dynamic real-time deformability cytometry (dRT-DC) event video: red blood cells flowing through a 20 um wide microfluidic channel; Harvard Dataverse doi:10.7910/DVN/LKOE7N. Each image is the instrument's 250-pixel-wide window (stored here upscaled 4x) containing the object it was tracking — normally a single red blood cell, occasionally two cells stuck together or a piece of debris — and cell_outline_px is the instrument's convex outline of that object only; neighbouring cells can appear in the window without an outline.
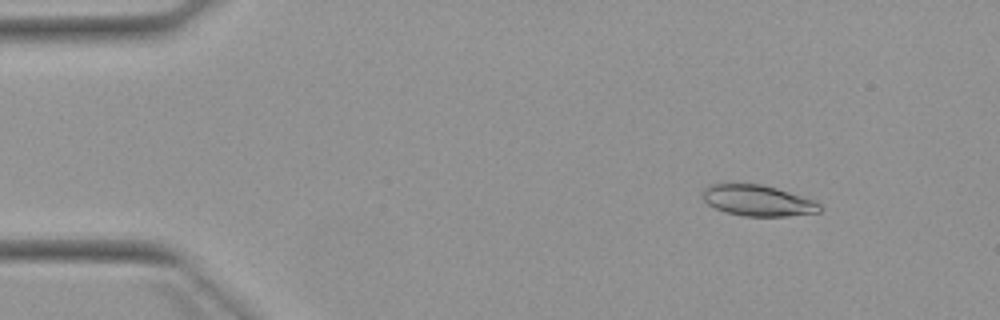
{"species": "Egyptian fruit bat (a non-hibernating species)", "species_latin": "Rousettus aegyptiacus", "temperature_condition": "warm", "stored_images_in_passage": 4, "camera_frame_rate_fps": 3000, "um_per_image_px": 0.085, "animal": {"sex": "female"}, "frame": {"image": 1, "passage_image": 2, "time_ms": 1.0, "image_size_px": [1000, 320], "cell_outline_px": [[824, 208], [820, 212], [788, 216], [744, 216], [728, 212], [716, 208], [708, 204], [704, 200], [704, 188], [708, 184], [760, 184], [776, 188], [812, 200], [820, 204]], "centroid_in_image_um": [64.43, 17.05], "position_along_channel_um": 20.6, "area_um2": 20.81}}